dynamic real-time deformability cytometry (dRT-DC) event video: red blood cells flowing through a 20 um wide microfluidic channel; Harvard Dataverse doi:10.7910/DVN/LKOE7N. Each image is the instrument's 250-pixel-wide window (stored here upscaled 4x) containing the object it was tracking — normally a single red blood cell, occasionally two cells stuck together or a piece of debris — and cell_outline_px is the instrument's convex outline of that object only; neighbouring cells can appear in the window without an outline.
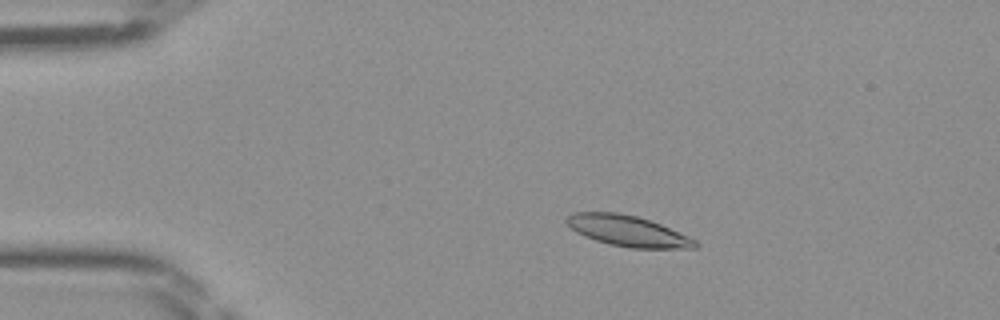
{"species": "Egyptian fruit bat (a non-hibernating species)", "species_latin": "Rousettus aegyptiacus", "temperature_condition": "room temperature", "stored_images_in_passage": 33, "camera_frame_rate_fps": 3000, "um_per_image_px": 0.085, "frame": {"image": 1, "passage_image": 10, "time_ms": 3.0, "image_size_px": [1000, 320], "cell_outline_px": [[700, 244], [696, 248], [632, 248], [612, 244], [596, 240], [584, 236], [576, 232], [564, 220], [572, 212], [616, 212], [636, 216], [660, 224], [688, 236], [696, 240]], "centroid_in_image_um": [53.36, 19.62], "position_along_channel_um": 31.6, "area_um2": 22.83}}
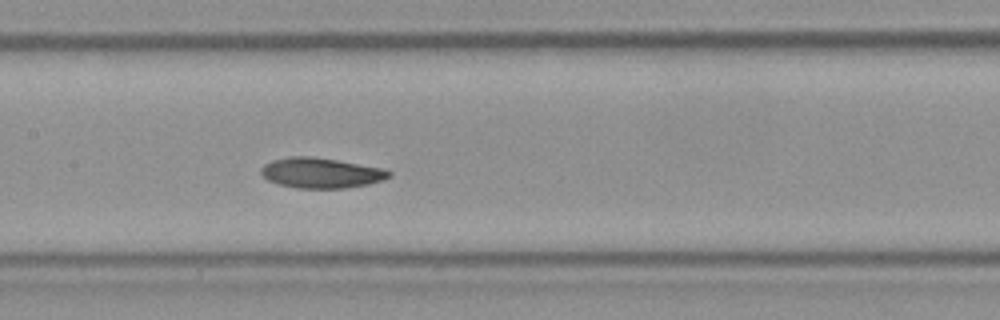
{"frame": {"image": 2, "passage_image": 24, "time_ms": 7.667, "image_size_px": [1000, 320], "cell_outline_px": [[392, 176], [384, 180], [368, 184], [344, 188], [296, 188], [280, 184], [268, 180], [260, 172], [260, 168], [264, 164], [272, 160], [288, 156], [308, 156], [336, 160], [384, 168], [392, 172]], "centroid_in_image_um": [27.3, 14.69], "position_along_channel_um": 180.1, "area_um2": 22.6}}
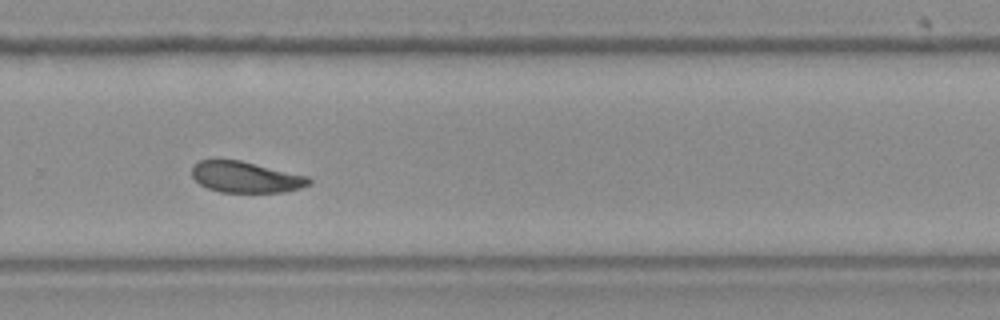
{"frame": {"image": 3, "passage_image": 33, "time_ms": 10.667, "image_size_px": [1000, 320], "cell_outline_px": [[312, 180], [308, 184], [300, 188], [284, 192], [220, 192], [208, 188], [200, 184], [192, 176], [192, 164], [200, 160], [240, 160], [308, 176]], "centroid_in_image_um": [20.87, 15.05], "position_along_channel_um": 308.9, "area_um2": 21.1}}